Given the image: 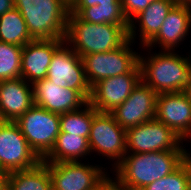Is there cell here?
Returning a JSON list of instances; mask_svg holds the SVG:
<instances>
[{"mask_svg":"<svg viewBox=\"0 0 191 190\" xmlns=\"http://www.w3.org/2000/svg\"><path fill=\"white\" fill-rule=\"evenodd\" d=\"M22 49L0 41V81L21 77Z\"/></svg>","mask_w":191,"mask_h":190,"instance_id":"25","label":"cell"},{"mask_svg":"<svg viewBox=\"0 0 191 190\" xmlns=\"http://www.w3.org/2000/svg\"><path fill=\"white\" fill-rule=\"evenodd\" d=\"M99 4H122L121 0H75L70 8H87Z\"/></svg>","mask_w":191,"mask_h":190,"instance_id":"29","label":"cell"},{"mask_svg":"<svg viewBox=\"0 0 191 190\" xmlns=\"http://www.w3.org/2000/svg\"><path fill=\"white\" fill-rule=\"evenodd\" d=\"M191 153L186 152V160L189 162L190 166H191Z\"/></svg>","mask_w":191,"mask_h":190,"instance_id":"34","label":"cell"},{"mask_svg":"<svg viewBox=\"0 0 191 190\" xmlns=\"http://www.w3.org/2000/svg\"><path fill=\"white\" fill-rule=\"evenodd\" d=\"M80 19L93 24L122 25L127 31L130 23L125 17L122 4H99L87 8H70V12Z\"/></svg>","mask_w":191,"mask_h":190,"instance_id":"22","label":"cell"},{"mask_svg":"<svg viewBox=\"0 0 191 190\" xmlns=\"http://www.w3.org/2000/svg\"><path fill=\"white\" fill-rule=\"evenodd\" d=\"M155 118L184 141L190 139L191 104L182 92L157 94Z\"/></svg>","mask_w":191,"mask_h":190,"instance_id":"15","label":"cell"},{"mask_svg":"<svg viewBox=\"0 0 191 190\" xmlns=\"http://www.w3.org/2000/svg\"><path fill=\"white\" fill-rule=\"evenodd\" d=\"M174 5L172 0H154L145 10L134 17L136 22H140L139 32L141 35L139 37H141L143 47L158 34L161 25Z\"/></svg>","mask_w":191,"mask_h":190,"instance_id":"19","label":"cell"},{"mask_svg":"<svg viewBox=\"0 0 191 190\" xmlns=\"http://www.w3.org/2000/svg\"><path fill=\"white\" fill-rule=\"evenodd\" d=\"M126 130L108 112H97L91 124L88 144L90 151L117 159L115 167L122 161L126 152Z\"/></svg>","mask_w":191,"mask_h":190,"instance_id":"9","label":"cell"},{"mask_svg":"<svg viewBox=\"0 0 191 190\" xmlns=\"http://www.w3.org/2000/svg\"><path fill=\"white\" fill-rule=\"evenodd\" d=\"M141 81L139 64L129 73L108 77L91 87L89 103L98 112L113 111L120 106Z\"/></svg>","mask_w":191,"mask_h":190,"instance_id":"12","label":"cell"},{"mask_svg":"<svg viewBox=\"0 0 191 190\" xmlns=\"http://www.w3.org/2000/svg\"><path fill=\"white\" fill-rule=\"evenodd\" d=\"M90 152L87 138L60 132L53 149L43 161L46 163L78 161L80 157H84Z\"/></svg>","mask_w":191,"mask_h":190,"instance_id":"21","label":"cell"},{"mask_svg":"<svg viewBox=\"0 0 191 190\" xmlns=\"http://www.w3.org/2000/svg\"><path fill=\"white\" fill-rule=\"evenodd\" d=\"M8 173L0 168V190H7Z\"/></svg>","mask_w":191,"mask_h":190,"instance_id":"31","label":"cell"},{"mask_svg":"<svg viewBox=\"0 0 191 190\" xmlns=\"http://www.w3.org/2000/svg\"><path fill=\"white\" fill-rule=\"evenodd\" d=\"M153 1L154 0H121L123 13L130 23L128 30L130 40L134 41L136 35L134 17L145 10Z\"/></svg>","mask_w":191,"mask_h":190,"instance_id":"27","label":"cell"},{"mask_svg":"<svg viewBox=\"0 0 191 190\" xmlns=\"http://www.w3.org/2000/svg\"><path fill=\"white\" fill-rule=\"evenodd\" d=\"M186 152L127 153L115 167L116 178L128 190H142L176 170L186 160Z\"/></svg>","mask_w":191,"mask_h":190,"instance_id":"1","label":"cell"},{"mask_svg":"<svg viewBox=\"0 0 191 190\" xmlns=\"http://www.w3.org/2000/svg\"><path fill=\"white\" fill-rule=\"evenodd\" d=\"M52 181V190H95L104 179L103 167L80 161L46 163Z\"/></svg>","mask_w":191,"mask_h":190,"instance_id":"10","label":"cell"},{"mask_svg":"<svg viewBox=\"0 0 191 190\" xmlns=\"http://www.w3.org/2000/svg\"><path fill=\"white\" fill-rule=\"evenodd\" d=\"M30 87L22 77L0 81V121L15 122L34 105Z\"/></svg>","mask_w":191,"mask_h":190,"instance_id":"17","label":"cell"},{"mask_svg":"<svg viewBox=\"0 0 191 190\" xmlns=\"http://www.w3.org/2000/svg\"><path fill=\"white\" fill-rule=\"evenodd\" d=\"M68 6H71L75 0H63Z\"/></svg>","mask_w":191,"mask_h":190,"instance_id":"35","label":"cell"},{"mask_svg":"<svg viewBox=\"0 0 191 190\" xmlns=\"http://www.w3.org/2000/svg\"><path fill=\"white\" fill-rule=\"evenodd\" d=\"M14 8V0H0V16Z\"/></svg>","mask_w":191,"mask_h":190,"instance_id":"30","label":"cell"},{"mask_svg":"<svg viewBox=\"0 0 191 190\" xmlns=\"http://www.w3.org/2000/svg\"><path fill=\"white\" fill-rule=\"evenodd\" d=\"M191 28V8L188 5L175 4L169 11L158 34L146 45L152 48L160 44L163 50L174 51L181 41L185 39ZM155 43V44H154Z\"/></svg>","mask_w":191,"mask_h":190,"instance_id":"18","label":"cell"},{"mask_svg":"<svg viewBox=\"0 0 191 190\" xmlns=\"http://www.w3.org/2000/svg\"><path fill=\"white\" fill-rule=\"evenodd\" d=\"M15 123L30 148L43 160L53 149L60 133V114L34 104Z\"/></svg>","mask_w":191,"mask_h":190,"instance_id":"5","label":"cell"},{"mask_svg":"<svg viewBox=\"0 0 191 190\" xmlns=\"http://www.w3.org/2000/svg\"><path fill=\"white\" fill-rule=\"evenodd\" d=\"M126 152L186 151L183 140L156 118L126 130ZM130 149V150H129ZM129 150V151H128Z\"/></svg>","mask_w":191,"mask_h":190,"instance_id":"7","label":"cell"},{"mask_svg":"<svg viewBox=\"0 0 191 190\" xmlns=\"http://www.w3.org/2000/svg\"><path fill=\"white\" fill-rule=\"evenodd\" d=\"M128 39V31L122 25L93 24L76 14L68 15L65 43L80 57L115 50Z\"/></svg>","mask_w":191,"mask_h":190,"instance_id":"2","label":"cell"},{"mask_svg":"<svg viewBox=\"0 0 191 190\" xmlns=\"http://www.w3.org/2000/svg\"><path fill=\"white\" fill-rule=\"evenodd\" d=\"M84 107L60 114V132L89 139L93 117L98 111L89 102Z\"/></svg>","mask_w":191,"mask_h":190,"instance_id":"24","label":"cell"},{"mask_svg":"<svg viewBox=\"0 0 191 190\" xmlns=\"http://www.w3.org/2000/svg\"><path fill=\"white\" fill-rule=\"evenodd\" d=\"M162 52V53H161ZM146 60L139 54L141 81L157 94L182 92L191 75L189 57L164 50Z\"/></svg>","mask_w":191,"mask_h":190,"instance_id":"3","label":"cell"},{"mask_svg":"<svg viewBox=\"0 0 191 190\" xmlns=\"http://www.w3.org/2000/svg\"><path fill=\"white\" fill-rule=\"evenodd\" d=\"M112 180L109 176H105L104 179L96 186L95 190H128L117 178Z\"/></svg>","mask_w":191,"mask_h":190,"instance_id":"28","label":"cell"},{"mask_svg":"<svg viewBox=\"0 0 191 190\" xmlns=\"http://www.w3.org/2000/svg\"><path fill=\"white\" fill-rule=\"evenodd\" d=\"M142 190H191V166L185 160L169 175L150 183Z\"/></svg>","mask_w":191,"mask_h":190,"instance_id":"26","label":"cell"},{"mask_svg":"<svg viewBox=\"0 0 191 190\" xmlns=\"http://www.w3.org/2000/svg\"><path fill=\"white\" fill-rule=\"evenodd\" d=\"M65 39H34L22 49L21 77L30 84L45 79L54 52Z\"/></svg>","mask_w":191,"mask_h":190,"instance_id":"16","label":"cell"},{"mask_svg":"<svg viewBox=\"0 0 191 190\" xmlns=\"http://www.w3.org/2000/svg\"><path fill=\"white\" fill-rule=\"evenodd\" d=\"M157 93L142 81L129 97L110 113L125 130L155 118Z\"/></svg>","mask_w":191,"mask_h":190,"instance_id":"13","label":"cell"},{"mask_svg":"<svg viewBox=\"0 0 191 190\" xmlns=\"http://www.w3.org/2000/svg\"><path fill=\"white\" fill-rule=\"evenodd\" d=\"M175 4L191 6V0H172Z\"/></svg>","mask_w":191,"mask_h":190,"instance_id":"33","label":"cell"},{"mask_svg":"<svg viewBox=\"0 0 191 190\" xmlns=\"http://www.w3.org/2000/svg\"><path fill=\"white\" fill-rule=\"evenodd\" d=\"M67 47V43H63L54 52L46 78L52 83L63 84V87L73 90H91L81 57Z\"/></svg>","mask_w":191,"mask_h":190,"instance_id":"14","label":"cell"},{"mask_svg":"<svg viewBox=\"0 0 191 190\" xmlns=\"http://www.w3.org/2000/svg\"><path fill=\"white\" fill-rule=\"evenodd\" d=\"M7 190H52L46 162L42 160L30 169L9 172Z\"/></svg>","mask_w":191,"mask_h":190,"instance_id":"20","label":"cell"},{"mask_svg":"<svg viewBox=\"0 0 191 190\" xmlns=\"http://www.w3.org/2000/svg\"><path fill=\"white\" fill-rule=\"evenodd\" d=\"M34 40L27 24L18 9L13 8L0 16V41L8 44L25 46Z\"/></svg>","mask_w":191,"mask_h":190,"instance_id":"23","label":"cell"},{"mask_svg":"<svg viewBox=\"0 0 191 190\" xmlns=\"http://www.w3.org/2000/svg\"><path fill=\"white\" fill-rule=\"evenodd\" d=\"M34 104L62 114L80 109L89 102L91 90H73L47 78L32 84Z\"/></svg>","mask_w":191,"mask_h":190,"instance_id":"11","label":"cell"},{"mask_svg":"<svg viewBox=\"0 0 191 190\" xmlns=\"http://www.w3.org/2000/svg\"><path fill=\"white\" fill-rule=\"evenodd\" d=\"M132 42L128 39L115 50L81 57L85 75L91 87L104 78L129 73L139 64L138 53L130 49Z\"/></svg>","mask_w":191,"mask_h":190,"instance_id":"6","label":"cell"},{"mask_svg":"<svg viewBox=\"0 0 191 190\" xmlns=\"http://www.w3.org/2000/svg\"><path fill=\"white\" fill-rule=\"evenodd\" d=\"M182 93L186 96L187 100L191 104V75H190L189 80H188L186 86L184 87Z\"/></svg>","mask_w":191,"mask_h":190,"instance_id":"32","label":"cell"},{"mask_svg":"<svg viewBox=\"0 0 191 190\" xmlns=\"http://www.w3.org/2000/svg\"><path fill=\"white\" fill-rule=\"evenodd\" d=\"M33 39H65L70 6L63 0H14Z\"/></svg>","mask_w":191,"mask_h":190,"instance_id":"4","label":"cell"},{"mask_svg":"<svg viewBox=\"0 0 191 190\" xmlns=\"http://www.w3.org/2000/svg\"><path fill=\"white\" fill-rule=\"evenodd\" d=\"M42 160L30 148L15 122L0 121V168L7 173L30 169Z\"/></svg>","mask_w":191,"mask_h":190,"instance_id":"8","label":"cell"}]
</instances>
